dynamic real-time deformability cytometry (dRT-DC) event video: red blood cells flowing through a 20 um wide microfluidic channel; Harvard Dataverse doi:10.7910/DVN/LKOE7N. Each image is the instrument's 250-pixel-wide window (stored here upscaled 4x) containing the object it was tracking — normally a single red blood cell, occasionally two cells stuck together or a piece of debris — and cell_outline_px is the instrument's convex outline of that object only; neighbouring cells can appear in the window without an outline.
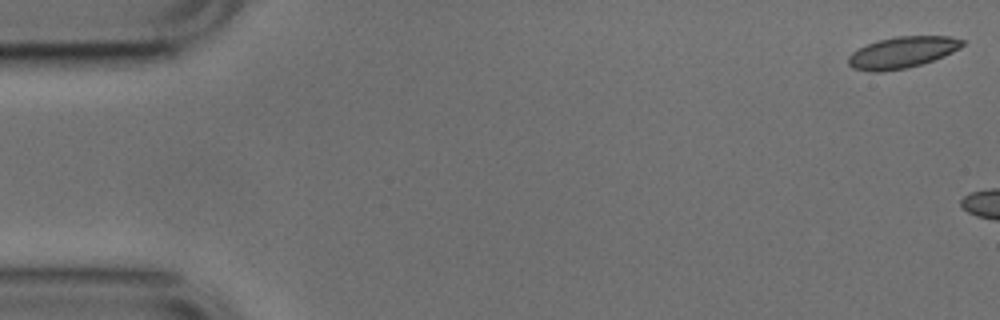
{"species": "common noctule bat (a hibernating species)", "species_latin": "Nyctalus noctula", "temperature_condition": "cold", "stored_images_in_passage": 2, "camera_frame_rate_fps": 3000, "um_per_image_px": 0.085, "animal": {"sex": "male", "body_mass_g": 17.9, "forearm_length_mm": 54.2}, "frame": {"image": 1, "passage_image": 1, "time_ms": 0.0, "image_size_px": [1000, 320], "cell_outline_px": [[964, 44], [960, 48], [944, 56], [920, 64], [904, 68], [880, 72], [872, 72], [852, 68], [848, 64], [848, 56], [852, 52], [868, 44], [880, 40], [896, 36], [948, 36], [964, 40]], "centroid_in_image_um": [76.68, 4.45], "position_along_channel_um": 8.3, "area_um2": 20.63}}